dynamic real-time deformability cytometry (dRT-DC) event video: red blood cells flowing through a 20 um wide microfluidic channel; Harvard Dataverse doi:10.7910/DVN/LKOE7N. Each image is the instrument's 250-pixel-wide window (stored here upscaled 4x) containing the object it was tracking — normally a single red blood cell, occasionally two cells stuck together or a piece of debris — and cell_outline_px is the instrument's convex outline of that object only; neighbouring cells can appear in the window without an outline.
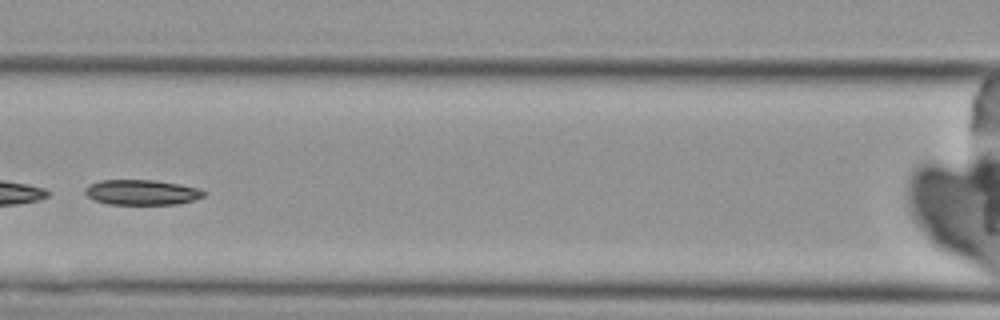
{"species": "Egyptian fruit bat (a non-hibernating species)", "species_latin": "Rousettus aegyptiacus", "temperature_condition": "cold", "stored_images_in_passage": 3, "camera_frame_rate_fps": 3000, "um_per_image_px": 0.085, "animal": {"sex": "female"}, "frame": {"image": 1, "passage_image": 3, "time_ms": 2.333, "image_size_px": [1000, 320], "cell_outline_px": [[208, 192], [204, 196], [180, 204], [108, 204], [96, 200], [88, 196], [84, 192], [84, 188], [88, 184], [100, 180], [156, 180], [200, 188]], "centroid_in_image_um": [12.06, 16.34], "position_along_channel_um": 154.5, "area_um2": 17.51}}